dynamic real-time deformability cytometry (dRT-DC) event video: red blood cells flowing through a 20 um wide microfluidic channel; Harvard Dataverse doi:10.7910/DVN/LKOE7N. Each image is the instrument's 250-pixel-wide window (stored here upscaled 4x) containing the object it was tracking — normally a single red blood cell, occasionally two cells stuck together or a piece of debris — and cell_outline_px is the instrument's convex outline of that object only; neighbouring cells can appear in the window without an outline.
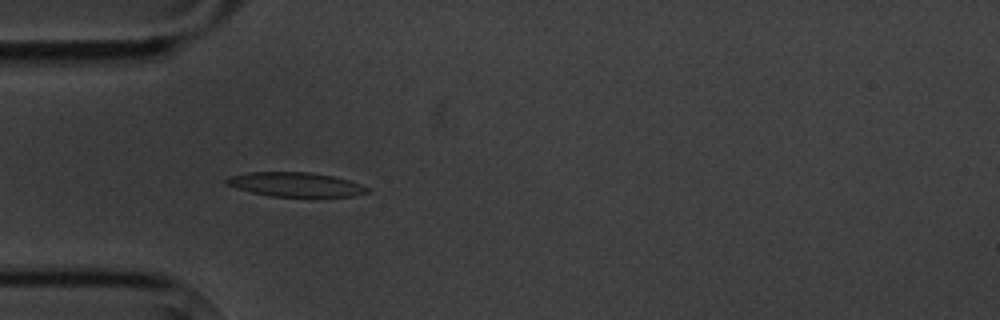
{"species": "common noctule bat (a hibernating species)", "species_latin": "Nyctalus noctula", "temperature_condition": "cold", "stored_images_in_passage": 4, "camera_frame_rate_fps": 3000, "um_per_image_px": 0.085, "animal": {"sex": "male", "body_mass_g": 20.1, "forearm_length_mm": 53.5}, "frame": {"image": 1, "passage_image": 3, "time_ms": 3.333, "image_size_px": [1000, 320], "cell_outline_px": [[368, 192], [352, 196], [272, 196], [252, 192], [236, 188], [228, 184], [224, 180], [228, 176], [248, 172], [308, 172], [332, 176], [348, 180], [360, 184], [368, 188]], "centroid_in_image_um": [25.08, 15.67], "position_along_channel_um": 59.9, "area_um2": 19.59}}
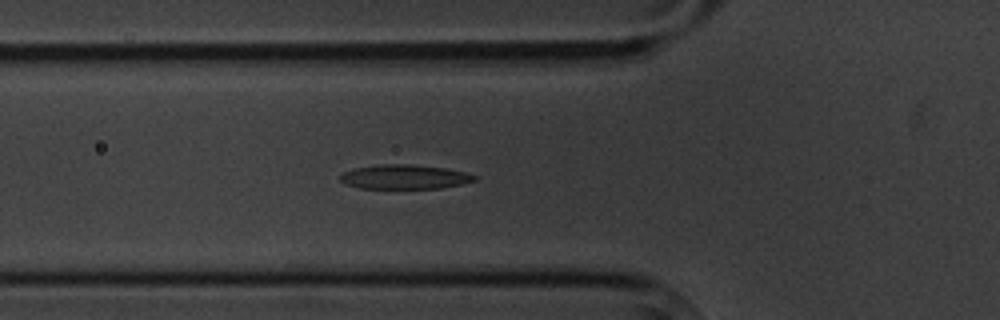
{"frame": {"image": 2, "passage_image": 4, "time_ms": 4.333, "image_size_px": [1000, 320], "cell_outline_px": [[480, 176], [476, 180], [460, 184], [440, 188], [360, 188], [344, 184], [340, 180], [340, 176], [344, 172], [352, 168], [380, 164], [408, 164], [448, 168]], "centroid_in_image_um": [34.38, 15.02], "position_along_channel_um": 91.4, "area_um2": 19.13}}